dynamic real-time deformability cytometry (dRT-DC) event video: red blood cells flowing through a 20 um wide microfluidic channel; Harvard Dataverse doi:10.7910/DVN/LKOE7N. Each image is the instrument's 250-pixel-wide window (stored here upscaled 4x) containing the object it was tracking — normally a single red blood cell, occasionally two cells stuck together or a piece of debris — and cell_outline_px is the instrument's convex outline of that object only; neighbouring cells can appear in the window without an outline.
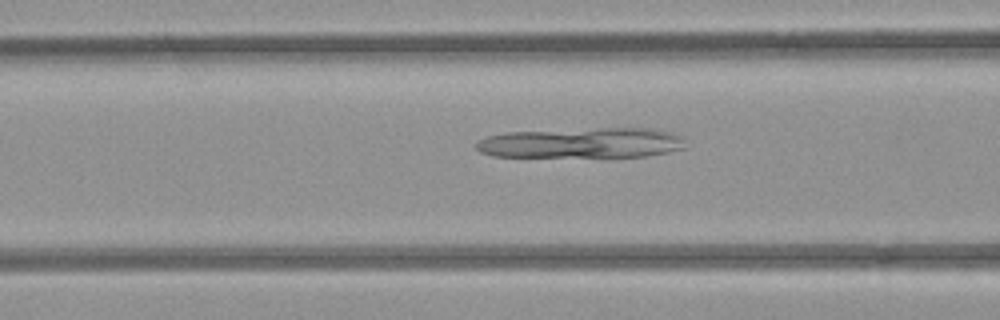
{"species": "common noctule bat (a hibernating species)", "species_latin": "Nyctalus noctula", "temperature_condition": "room temperature", "stored_images_in_passage": 19, "camera_frame_rate_fps": 3000, "um_per_image_px": 0.085, "animal": {"sex": "female", "body_mass_g": 21.9}, "frame": {"image": 1, "passage_image": 10, "time_ms": 3.0, "image_size_px": [1000, 320], "cell_outline_px": [[684, 148], [668, 152], [644, 156], [492, 156], [480, 152], [476, 148], [476, 140], [488, 136], [508, 132], [600, 128], [652, 128], [672, 132], [680, 136]], "centroid_in_image_um": [49.42, 12.14], "position_along_channel_um": 117.2, "area_um2": 36.59}}
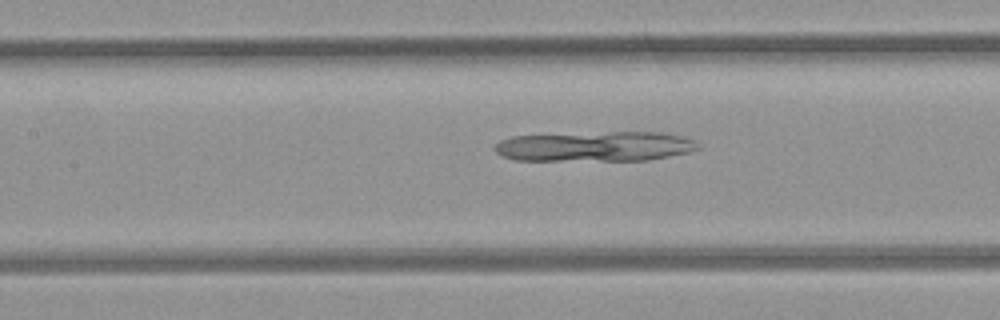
{"frame": {"image": 2, "passage_image": 13, "time_ms": 4.0, "image_size_px": [1000, 320], "cell_outline_px": [[700, 148], [688, 152], [648, 160], [516, 160], [500, 156], [492, 148], [500, 140], [512, 136], [612, 132], [664, 132], [684, 136], [696, 140]], "centroid_in_image_um": [50.6, 12.44], "position_along_channel_um": 156.8, "area_um2": 35.55}}
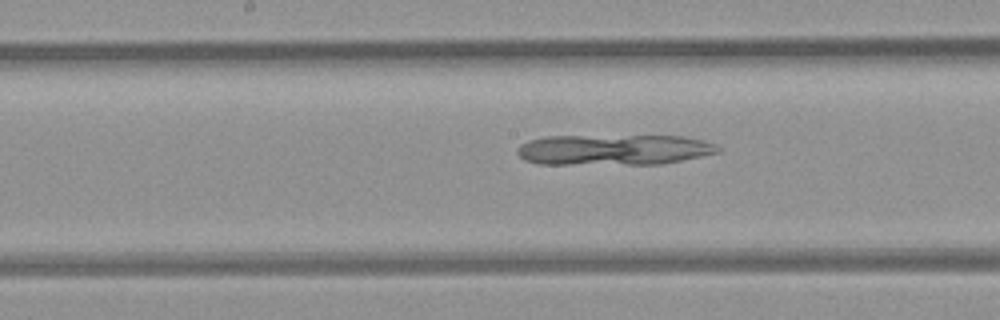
{"frame": {"image": 3, "passage_image": 16, "time_ms": 5.0, "image_size_px": [1000, 320], "cell_outline_px": [[720, 152], [660, 164], [540, 164], [524, 160], [516, 152], [516, 148], [520, 144], [528, 140], [544, 136], [684, 136], [704, 140], [716, 144], [720, 148]], "centroid_in_image_um": [52.14, 12.72], "position_along_channel_um": 196.1, "area_um2": 36.01}}